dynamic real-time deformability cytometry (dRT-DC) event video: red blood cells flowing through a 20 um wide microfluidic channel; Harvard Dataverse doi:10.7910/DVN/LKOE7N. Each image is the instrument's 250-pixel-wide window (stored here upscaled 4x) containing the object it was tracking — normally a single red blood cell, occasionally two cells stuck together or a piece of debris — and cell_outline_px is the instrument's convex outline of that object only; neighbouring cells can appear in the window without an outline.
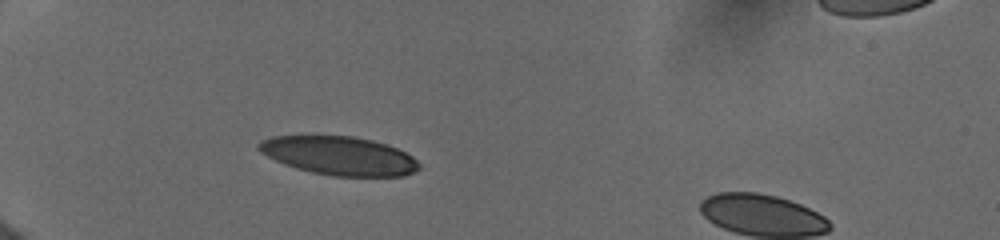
{"species": "human", "species_latin": "Homo sapiens", "temperature_condition": "cold", "stored_images_in_passage": 4, "camera_frame_rate_fps": 3000, "um_per_image_px": 0.085, "donor": {"sex": "female"}, "frame": {"image": 1, "passage_image": 2, "time_ms": 1.333, "image_size_px": [1000, 240], "cell_outline_px": [[420, 168], [416, 172], [404, 176], [332, 176], [312, 172], [296, 168], [284, 164], [260, 152], [256, 148], [256, 144], [260, 140], [272, 136], [352, 136], [372, 140], [388, 144], [412, 156], [420, 164]], "centroid_in_image_um": [28.83, 13.24], "position_along_channel_um": 56.2, "area_um2": 36.18}}
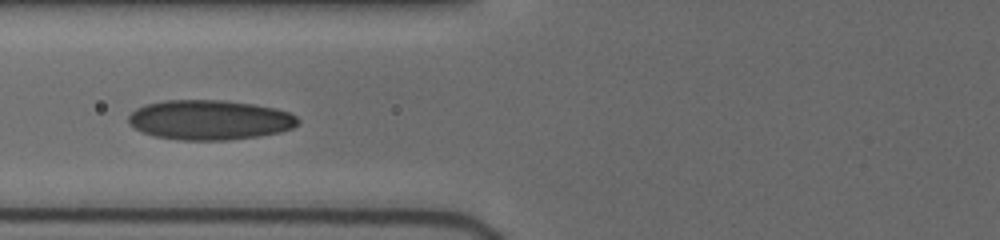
{"frame": {"image": 2, "passage_image": 4, "time_ms": 3.333, "image_size_px": [1000, 240], "cell_outline_px": [[300, 120], [292, 128], [280, 132], [260, 136], [228, 140], [180, 140], [156, 136], [132, 128], [128, 124], [128, 116], [136, 108], [144, 104], [164, 100], [224, 100], [252, 104], [272, 108], [288, 112], [296, 116]], "centroid_in_image_um": [17.78, 10.19], "position_along_channel_um": 108.0, "area_um2": 39.36}}